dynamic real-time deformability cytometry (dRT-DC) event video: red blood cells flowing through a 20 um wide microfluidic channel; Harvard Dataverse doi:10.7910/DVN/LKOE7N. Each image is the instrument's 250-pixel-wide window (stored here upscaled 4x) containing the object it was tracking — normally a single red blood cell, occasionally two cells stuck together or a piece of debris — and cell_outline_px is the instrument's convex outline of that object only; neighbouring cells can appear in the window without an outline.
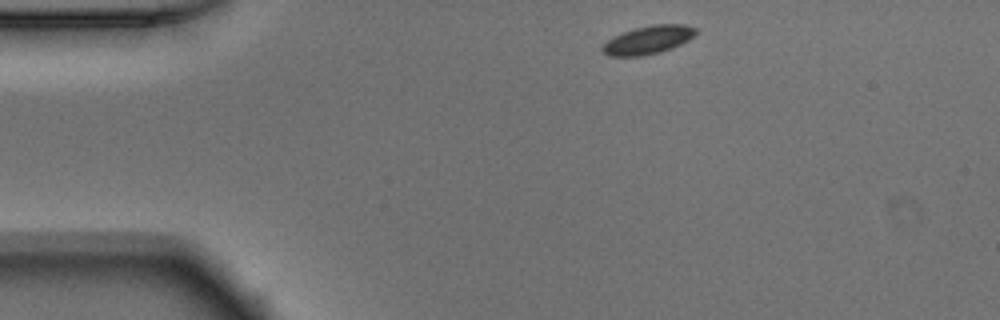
{"species": "Egyptian fruit bat (a non-hibernating species)", "species_latin": "Rousettus aegyptiacus", "temperature_condition": "warm", "stored_images_in_passage": 44, "camera_frame_rate_fps": 3000, "um_per_image_px": 0.085, "animal": {"sex": "male"}, "frame": {"image": 1, "passage_image": 1, "time_ms": 0.0, "image_size_px": [1000, 320], "cell_outline_px": [[696, 32], [688, 40], [672, 48], [660, 52], [640, 56], [608, 56], [600, 48], [612, 36], [636, 28], [652, 24], [684, 24], [696, 28]], "centroid_in_image_um": [55.07, 3.39], "position_along_channel_um": 29.9, "area_um2": 15.26}}
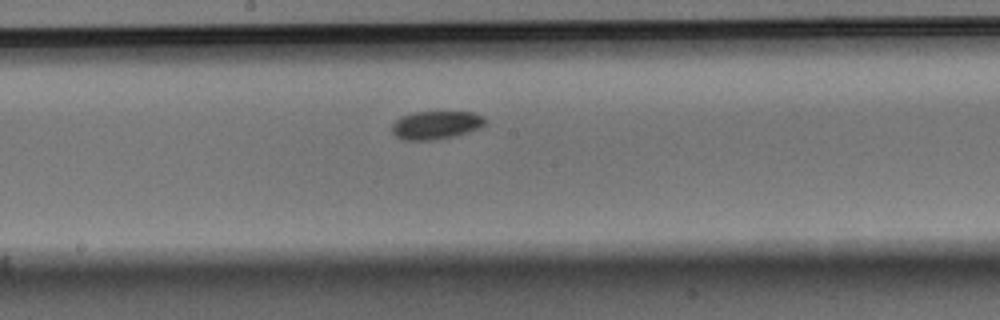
{"frame": {"image": 2, "passage_image": 19, "time_ms": 6.0, "image_size_px": [1000, 320], "cell_outline_px": [[484, 124], [480, 128], [456, 136], [436, 140], [404, 140], [396, 136], [392, 132], [392, 124], [400, 116], [412, 112], [476, 112], [484, 116]], "centroid_in_image_um": [37.05, 10.63], "position_along_channel_um": 211.1, "area_um2": 15.49}}
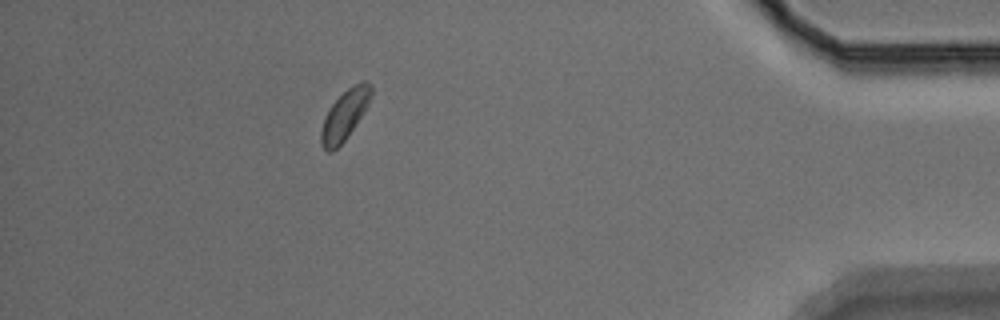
{"frame": {"image": 3, "passage_image": 38, "time_ms": 12.333, "image_size_px": [1000, 320], "cell_outline_px": [[372, 96], [368, 104], [348, 136], [332, 152], [328, 152], [320, 144], [320, 132], [324, 116], [332, 104], [348, 88], [360, 80], [368, 80], [372, 84]], "centroid_in_image_um": [29.3, 9.74], "position_along_channel_um": 405.9, "area_um2": 14.51}}